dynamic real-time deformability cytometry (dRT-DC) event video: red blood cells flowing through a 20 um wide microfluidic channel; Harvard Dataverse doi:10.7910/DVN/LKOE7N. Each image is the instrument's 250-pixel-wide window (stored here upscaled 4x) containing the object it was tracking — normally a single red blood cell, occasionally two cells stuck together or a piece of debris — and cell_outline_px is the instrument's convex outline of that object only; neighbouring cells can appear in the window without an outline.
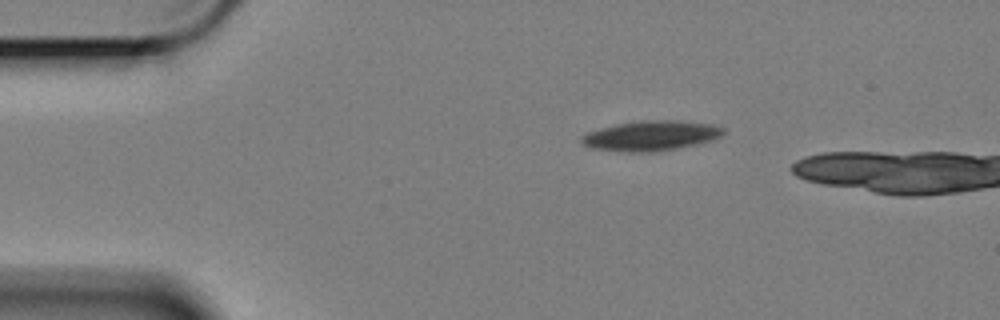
{"species": "Egyptian fruit bat (a non-hibernating species)", "species_latin": "Rousettus aegyptiacus", "temperature_condition": "cold", "stored_images_in_passage": 42, "camera_frame_rate_fps": 3000, "um_per_image_px": 0.085, "animal": {"sex": "female"}, "frame": {"image": 1, "passage_image": 1, "time_ms": 0.0, "image_size_px": [1000, 320], "cell_outline_px": [[728, 132], [712, 140], [696, 144], [676, 148], [652, 152], [628, 152], [592, 148], [580, 144], [580, 136], [588, 132], [600, 128], [616, 124], [640, 120], [676, 120], [716, 124], [724, 128]], "centroid_in_image_um": [55.34, 11.52], "position_along_channel_um": 29.7, "area_um2": 25.03}}
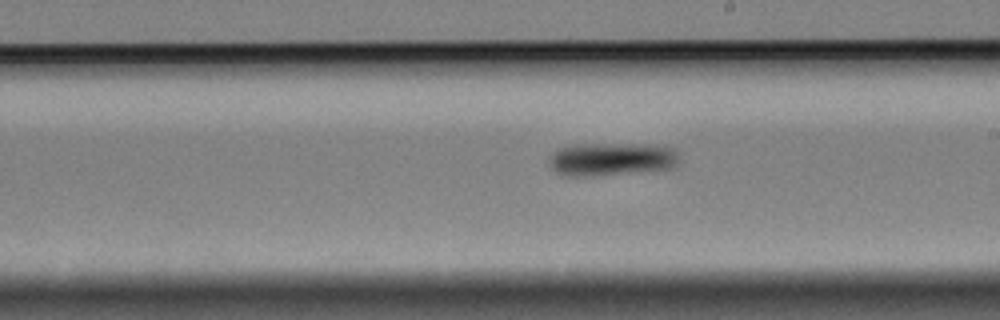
{"frame": {"image": 2, "passage_image": 24, "time_ms": 7.667, "image_size_px": [1000, 320], "cell_outline_px": [[676, 160], [668, 168], [592, 176], [568, 176], [556, 172], [552, 168], [552, 156], [560, 148], [576, 144], [664, 144], [676, 148]], "centroid_in_image_um": [52.0, 13.5], "position_along_channel_um": 237.0, "area_um2": 24.57}}
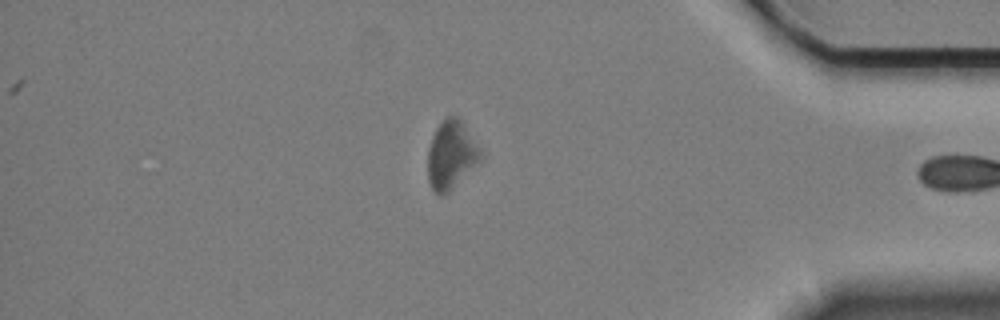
{"frame": {"image": 3, "passage_image": 41, "time_ms": 13.333, "image_size_px": [1000, 320], "cell_outline_px": [[480, 160], [448, 192], [440, 196], [432, 188], [428, 180], [428, 148], [432, 136], [436, 128], [448, 116], [456, 116], [460, 120], [480, 152]], "centroid_in_image_um": [38.29, 13.19], "position_along_channel_um": 396.9, "area_um2": 20.06}}